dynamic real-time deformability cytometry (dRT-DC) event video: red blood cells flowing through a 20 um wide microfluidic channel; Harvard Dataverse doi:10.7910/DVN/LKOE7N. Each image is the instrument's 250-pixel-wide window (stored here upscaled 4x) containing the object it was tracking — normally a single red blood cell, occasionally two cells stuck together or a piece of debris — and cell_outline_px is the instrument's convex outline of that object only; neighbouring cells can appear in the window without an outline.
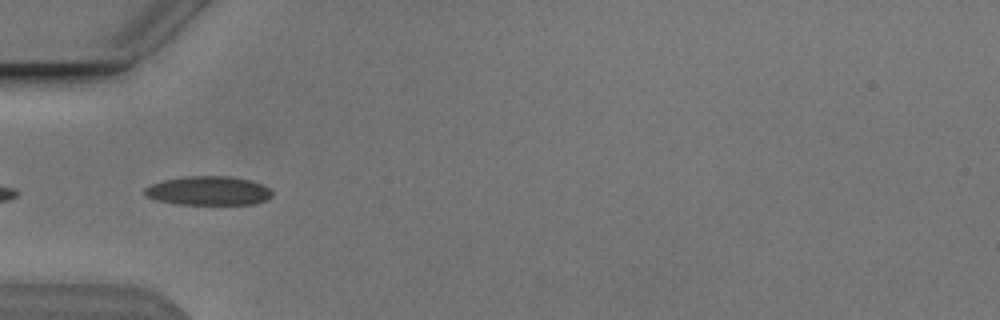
{"species": "Egyptian fruit bat (a non-hibernating species)", "species_latin": "Rousettus aegyptiacus", "temperature_condition": "cold", "stored_images_in_passage": 10, "camera_frame_rate_fps": 3000, "um_per_image_px": 0.085, "animal": {"sex": "male"}, "frame": {"image": 1, "passage_image": 1, "time_ms": 0.0, "image_size_px": [1000, 320], "cell_outline_px": [[272, 196], [268, 200], [252, 204], [176, 204], [144, 196], [144, 188], [152, 184], [164, 180], [188, 176], [228, 176], [252, 180], [268, 188], [272, 192]], "centroid_in_image_um": [17.73, 16.21], "position_along_channel_um": 67.3, "area_um2": 21.44}}